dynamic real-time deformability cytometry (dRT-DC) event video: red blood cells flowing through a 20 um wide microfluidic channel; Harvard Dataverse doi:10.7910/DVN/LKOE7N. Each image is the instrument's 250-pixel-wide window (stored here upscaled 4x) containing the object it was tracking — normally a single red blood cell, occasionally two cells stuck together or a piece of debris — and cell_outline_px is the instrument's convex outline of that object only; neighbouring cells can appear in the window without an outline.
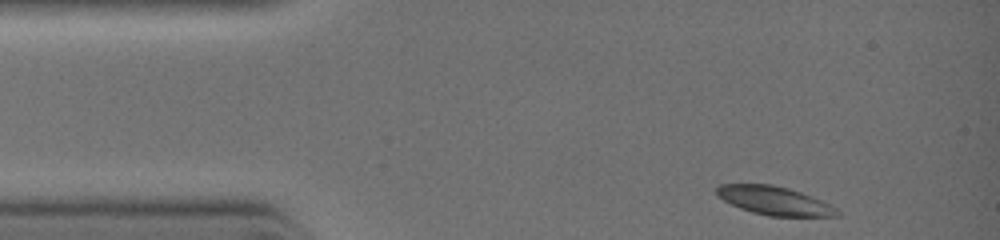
{"species": "common noctule bat (a hibernating species)", "species_latin": "Nyctalus noctula", "temperature_condition": "warm", "stored_images_in_passage": 12, "camera_frame_rate_fps": 3000, "um_per_image_px": 0.085, "animal": {"sex": "female", "body_mass_g": 19.0, "forearm_length_mm": 51.5}, "frame": {"image": 1, "passage_image": 1, "time_ms": 0.0, "image_size_px": [1000, 240], "cell_outline_px": [[840, 216], [768, 216], [752, 212], [740, 208], [716, 196], [716, 188], [720, 184], [772, 184], [788, 188], [800, 192], [820, 200], [836, 208], [840, 212]], "centroid_in_image_um": [65.8, 17.05], "position_along_channel_um": 19.2, "area_um2": 19.88}}
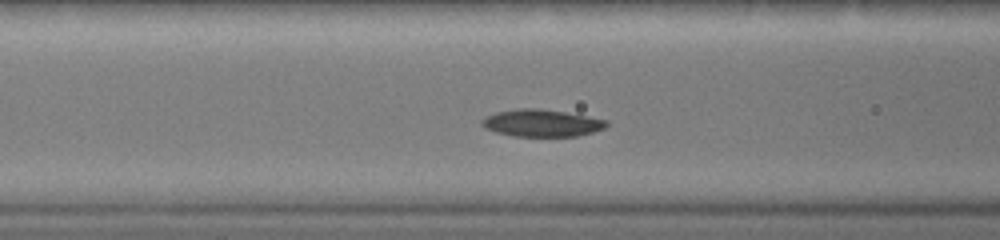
{"frame": {"image": 2, "passage_image": 9, "time_ms": 3.0, "image_size_px": [1000, 240], "cell_outline_px": [[608, 124], [604, 128], [592, 132], [576, 136], [512, 136], [496, 132], [484, 128], [480, 124], [480, 120], [496, 112], [516, 108], [540, 108], [564, 112], [608, 120]], "centroid_in_image_um": [46.0, 10.45], "position_along_channel_um": 120.6, "area_um2": 19.71}}
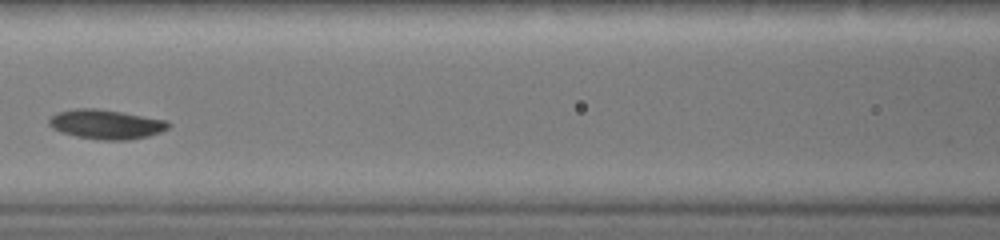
{"frame": {"image": 3, "passage_image": 11, "time_ms": 3.667, "image_size_px": [1000, 240], "cell_outline_px": [[168, 128], [160, 132], [148, 136], [128, 140], [100, 140], [76, 136], [52, 128], [48, 124], [48, 120], [52, 116], [60, 112], [80, 108], [96, 108], [168, 120]], "centroid_in_image_um": [9.03, 10.57], "position_along_channel_um": 157.6, "area_um2": 20.17}}